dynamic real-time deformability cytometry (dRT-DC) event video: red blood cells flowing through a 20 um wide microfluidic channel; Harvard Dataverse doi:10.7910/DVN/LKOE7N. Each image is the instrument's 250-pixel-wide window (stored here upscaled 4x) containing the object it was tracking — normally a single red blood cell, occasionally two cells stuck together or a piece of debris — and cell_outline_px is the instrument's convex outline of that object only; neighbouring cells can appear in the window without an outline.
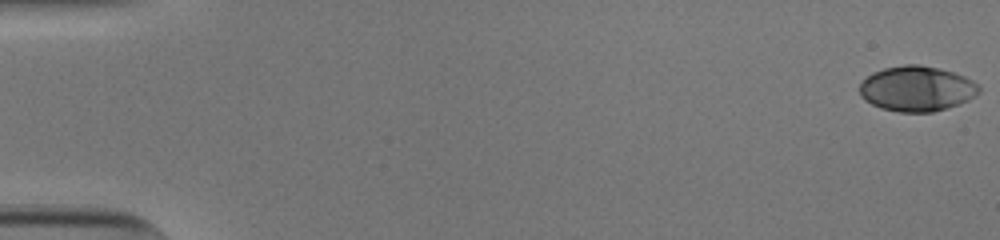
{"species": "human", "species_latin": "Homo sapiens", "temperature_condition": "cold", "stored_images_in_passage": 54, "camera_frame_rate_fps": 3000, "um_per_image_px": 0.085, "donor": {"sex": "male"}, "frame": {"image": 1, "passage_image": 1, "time_ms": 0.0, "image_size_px": [1000, 240], "cell_outline_px": [[980, 92], [976, 96], [968, 100], [948, 108], [932, 112], [900, 112], [880, 108], [864, 100], [860, 96], [860, 84], [872, 72], [884, 68], [904, 64], [920, 64], [940, 68], [964, 76], [980, 84]], "centroid_in_image_um": [77.94, 7.53], "position_along_channel_um": 7.1, "area_um2": 31.73}}
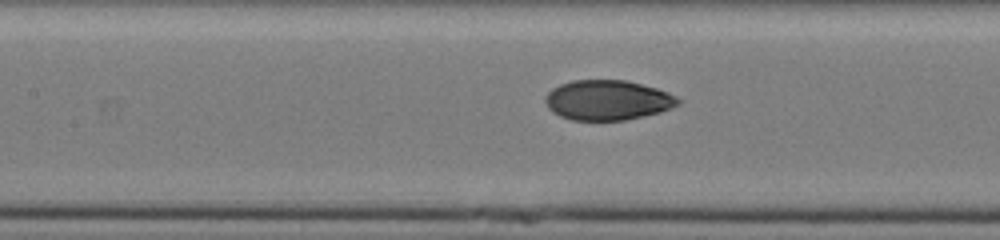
{"frame": {"image": 2, "passage_image": 26, "time_ms": 8.333, "image_size_px": [1000, 240], "cell_outline_px": [[680, 104], [672, 108], [660, 112], [644, 116], [624, 120], [572, 120], [560, 116], [552, 112], [548, 108], [544, 100], [544, 96], [552, 88], [560, 84], [572, 80], [624, 80], [656, 88], [668, 92], [676, 96], [680, 100]], "centroid_in_image_um": [51.63, 8.51], "position_along_channel_um": 155.8, "area_um2": 31.04}}
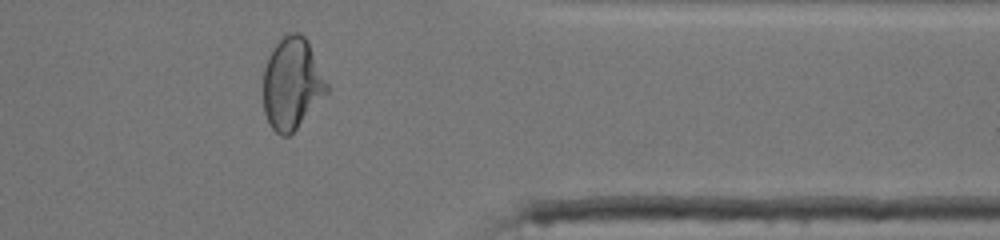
{"frame": {"image": 3, "passage_image": 45, "time_ms": 14.667, "image_size_px": [1000, 240], "cell_outline_px": [[328, 92], [296, 128], [288, 136], [280, 136], [272, 128], [264, 112], [264, 68], [268, 56], [272, 48], [284, 36], [292, 32], [300, 32], [308, 40], [328, 84]], "centroid_in_image_um": [24.82, 7.08], "position_along_channel_um": 386.6, "area_um2": 33.7}, "authors_computed_cell_mechanics": {"area_um2": 31.3854, "velocity_mm_per_s": 3.8389, "shape_relaxation_time_tau1_ms": 5.0548, "shape_relaxation_time_tau2_ms": 0.8373, "deformation_change_tau1": 0.1887, "deformation_change_tau2": 0.0439}}